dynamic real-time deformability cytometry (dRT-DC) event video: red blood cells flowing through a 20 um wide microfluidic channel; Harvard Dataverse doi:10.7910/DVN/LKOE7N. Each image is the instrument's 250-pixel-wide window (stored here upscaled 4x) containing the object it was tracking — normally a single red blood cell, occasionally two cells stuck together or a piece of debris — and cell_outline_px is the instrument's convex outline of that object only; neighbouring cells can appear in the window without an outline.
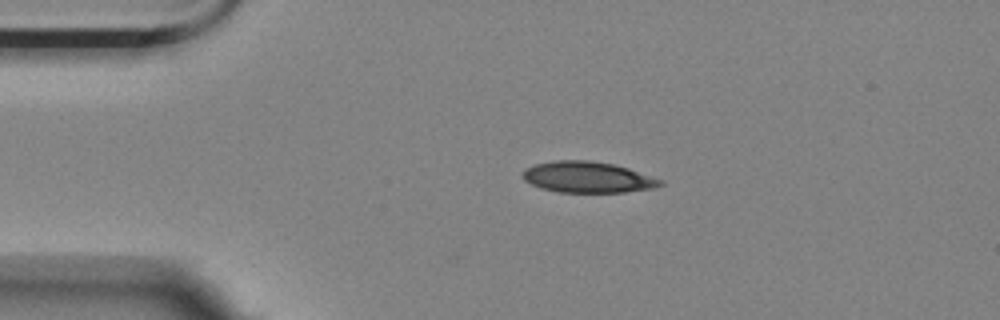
{"species": "Egyptian fruit bat (a non-hibernating species)", "species_latin": "Rousettus aegyptiacus", "temperature_condition": "room temperature", "stored_images_in_passage": 33, "camera_frame_rate_fps": 3000, "um_per_image_px": 0.085, "animal": {"sex": "female"}, "frame": {"image": 1, "passage_image": 1, "time_ms": 0.0, "image_size_px": [1000, 320], "cell_outline_px": [[664, 184], [652, 188], [624, 192], [560, 192], [540, 188], [524, 180], [524, 168], [532, 164], [552, 160], [588, 160], [616, 164], [664, 180]], "centroid_in_image_um": [49.94, 15.04], "position_along_channel_um": 35.1, "area_um2": 25.03}}
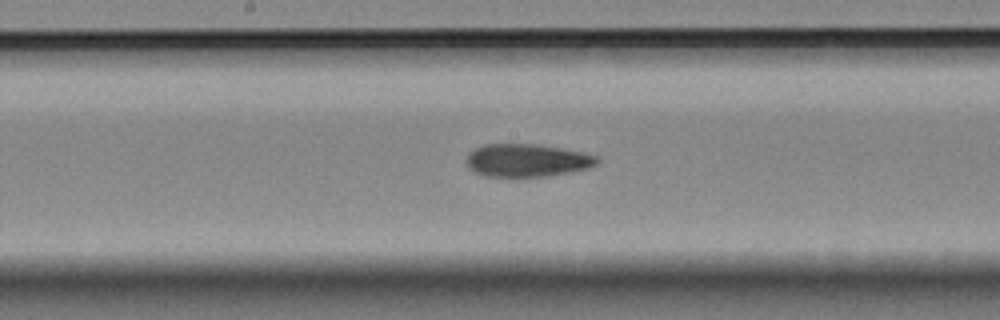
{"frame": {"image": 2, "passage_image": 18, "time_ms": 5.667, "image_size_px": [1000, 320], "cell_outline_px": [[600, 160], [596, 164], [588, 168], [548, 176], [484, 176], [468, 168], [468, 156], [476, 148], [484, 144], [536, 144], [584, 152], [596, 156]], "centroid_in_image_um": [44.82, 13.62], "position_along_channel_um": 203.4, "area_um2": 24.68}}
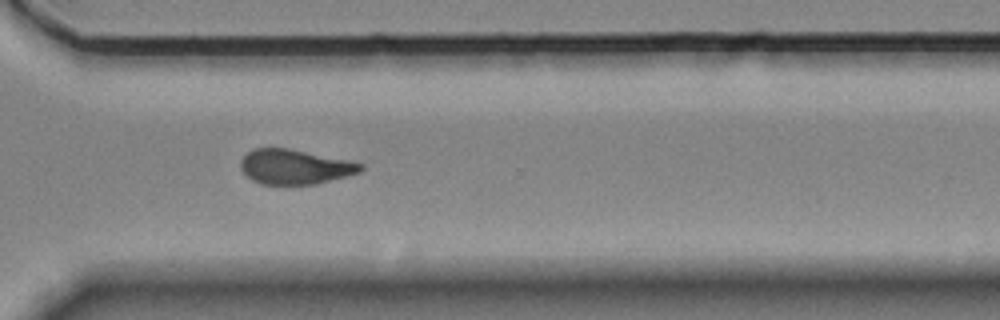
{"frame": {"image": 3, "passage_image": 30, "time_ms": 9.667, "image_size_px": [1000, 320], "cell_outline_px": [[364, 168], [360, 172], [348, 176], [316, 184], [260, 184], [252, 180], [240, 168], [240, 160], [252, 148], [288, 148], [348, 160], [364, 164]], "centroid_in_image_um": [25.07, 14.18], "position_along_channel_um": 345.5, "area_um2": 24.33}, "authors_computed_cell_mechanics": {"area_um2": 25.6054, "velocity_mm_per_s": 3.5575, "shape_relaxation_time_tau1_ms": null, "shape_relaxation_time_tau2_ms": 3.8517, "deformation_change_tau1": null, "deformation_change_tau2": 0.1129}}